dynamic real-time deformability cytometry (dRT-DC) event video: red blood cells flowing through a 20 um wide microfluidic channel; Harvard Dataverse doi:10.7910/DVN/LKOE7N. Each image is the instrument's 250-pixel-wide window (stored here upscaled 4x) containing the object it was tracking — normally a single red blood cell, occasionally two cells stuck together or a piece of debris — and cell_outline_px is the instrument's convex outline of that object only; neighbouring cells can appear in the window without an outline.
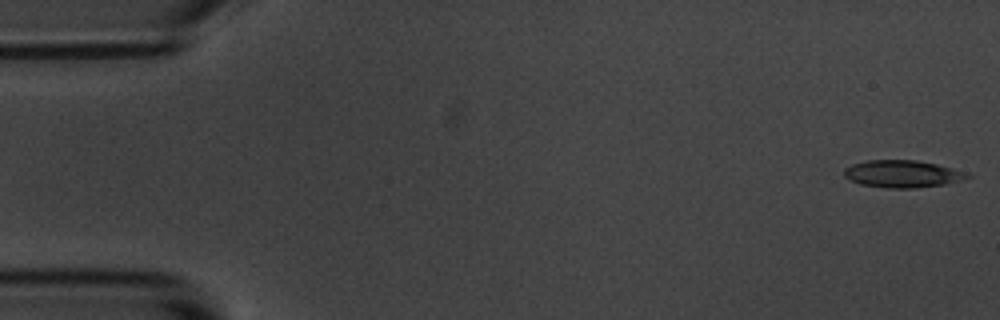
{"species": "common noctule bat (a hibernating species)", "species_latin": "Nyctalus noctula", "temperature_condition": "room temperature", "stored_images_in_passage": 5, "segment_of_instrument_passage": [2, 2], "camera_frame_rate_fps": 3000, "um_per_image_px": 0.085, "animal": {"sex": "male", "body_mass_g": 20.1, "forearm_length_mm": 53.5}, "frame": {"image": 1, "passage_image": 5, "time_ms": 4.667, "image_size_px": [1000, 320], "cell_outline_px": [[972, 176], [960, 180], [944, 184], [916, 188], [888, 188], [860, 184], [844, 176], [844, 168], [852, 164], [868, 160], [916, 160], [936, 164], [968, 172]], "centroid_in_image_um": [76.71, 14.78], "position_along_channel_um": 8.3, "area_um2": 19.48}}